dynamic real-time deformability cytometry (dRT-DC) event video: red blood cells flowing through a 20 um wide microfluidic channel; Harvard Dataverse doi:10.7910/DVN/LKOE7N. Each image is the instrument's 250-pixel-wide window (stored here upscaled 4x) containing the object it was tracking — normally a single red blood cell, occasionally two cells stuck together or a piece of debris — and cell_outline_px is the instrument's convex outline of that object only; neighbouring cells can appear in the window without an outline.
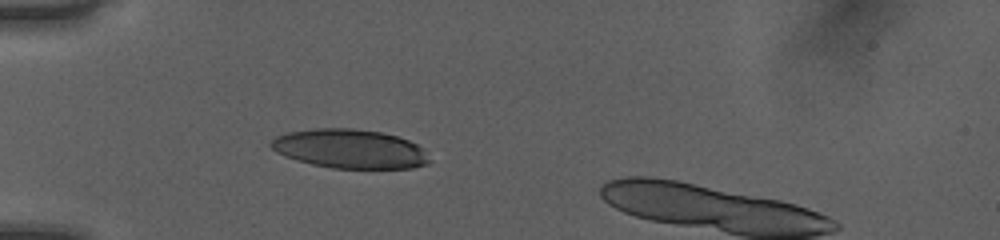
{"species": "human", "species_latin": "Homo sapiens", "temperature_condition": "room temperature", "stored_images_in_passage": 39, "camera_frame_rate_fps": 3000, "um_per_image_px": 0.085, "donor": {"sex": "female"}, "frame": {"image": 1, "passage_image": 8, "time_ms": 2.333, "image_size_px": [1000, 240], "cell_outline_px": [[432, 160], [428, 164], [412, 168], [332, 168], [312, 164], [296, 160], [276, 152], [268, 144], [276, 136], [288, 132], [312, 128], [352, 128], [380, 132], [396, 136], [408, 140], [416, 144]], "centroid_in_image_um": [29.71, 12.65], "position_along_channel_um": 55.3, "area_um2": 36.01}}
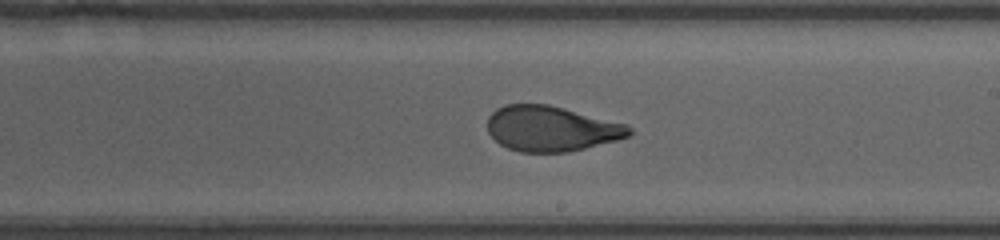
{"frame": {"image": 2, "passage_image": 23, "time_ms": 7.333, "image_size_px": [1000, 240], "cell_outline_px": [[632, 132], [628, 136], [620, 140], [568, 152], [520, 152], [508, 148], [500, 144], [488, 132], [488, 116], [496, 108], [504, 104], [548, 104], [628, 124], [632, 128]], "centroid_in_image_um": [46.88, 10.93], "position_along_channel_um": 242.1, "area_um2": 37.63}}
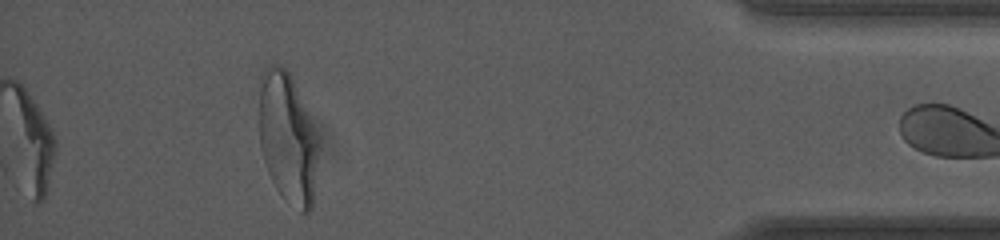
{"frame": {"image": 3, "passage_image": 39, "time_ms": 12.667, "image_size_px": [1000, 240], "cell_outline_px": [[320, 144], [312, 208], [308, 212], [300, 212], [284, 200], [280, 196], [268, 172], [260, 148], [260, 88], [264, 68], [272, 64], [280, 64], [288, 72], [320, 136]], "centroid_in_image_um": [24.49, 11.8], "position_along_channel_um": 410.7, "area_um2": 45.49}, "authors_computed_cell_mechanics": {"area_um2": 38.148, "velocity_mm_per_s": 4.0256, "shape_relaxation_time_tau1_ms": 4.3109, "shape_relaxation_time_tau2_ms": 0.9536, "deformation_change_tau1": 0.2011, "deformation_change_tau2": 0.0761}}